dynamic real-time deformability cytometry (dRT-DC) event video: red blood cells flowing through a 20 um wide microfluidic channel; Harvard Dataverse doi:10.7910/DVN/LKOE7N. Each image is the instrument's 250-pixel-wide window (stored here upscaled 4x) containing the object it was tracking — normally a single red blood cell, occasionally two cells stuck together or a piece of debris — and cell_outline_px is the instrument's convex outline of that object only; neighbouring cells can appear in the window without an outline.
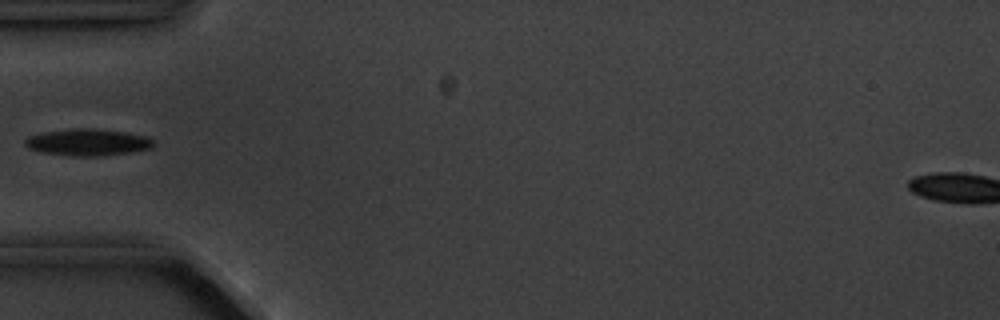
{"species": "common noctule bat (a hibernating species)", "species_latin": "Nyctalus noctula", "temperature_condition": "cold", "stored_images_in_passage": 3, "camera_frame_rate_fps": 3000, "um_per_image_px": 0.085, "animal": {"sex": "male", "body_mass_g": 20.1, "forearm_length_mm": 53.5}, "frame": {"image": 1, "passage_image": 3, "time_ms": 2.333, "image_size_px": [1000, 320], "cell_outline_px": [[156, 144], [152, 148], [132, 152], [100, 156], [68, 156], [40, 152], [28, 148], [24, 144], [24, 140], [28, 136], [44, 132], [68, 128], [96, 128], [124, 132], [148, 136]], "centroid_in_image_um": [7.45, 12.09], "position_along_channel_um": 77.5, "area_um2": 20.4}}